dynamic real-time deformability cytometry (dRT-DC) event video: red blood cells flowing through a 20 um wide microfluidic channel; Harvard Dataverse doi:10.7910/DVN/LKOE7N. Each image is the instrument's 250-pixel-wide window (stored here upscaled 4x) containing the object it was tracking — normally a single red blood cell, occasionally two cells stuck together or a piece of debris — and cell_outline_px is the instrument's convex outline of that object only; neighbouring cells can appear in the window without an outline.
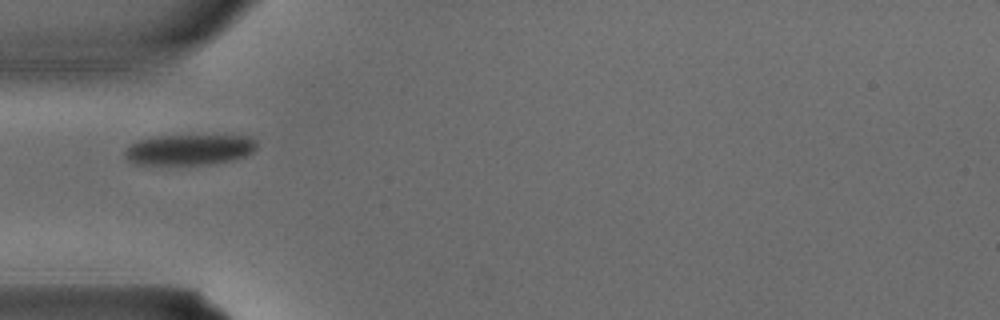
{"species": "common noctule bat (a hibernating species)", "species_latin": "Nyctalus noctula", "temperature_condition": "warm", "stored_images_in_passage": 3, "camera_frame_rate_fps": 3000, "um_per_image_px": 0.085, "animal": {"sex": "male", "body_mass_g": 15.6}, "frame": {"image": 1, "passage_image": 3, "time_ms": 0.667, "image_size_px": [1000, 320], "cell_outline_px": [[256, 148], [252, 152], [244, 156], [232, 160], [212, 164], [136, 164], [128, 160], [124, 152], [128, 144], [136, 140], [156, 136], [252, 136], [256, 140]], "centroid_in_image_um": [16.07, 12.71], "position_along_channel_um": 68.9, "area_um2": 23.52}}